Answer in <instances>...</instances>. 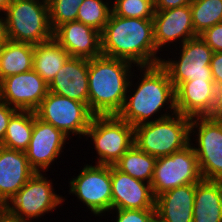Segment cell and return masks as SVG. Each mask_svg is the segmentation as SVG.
Listing matches in <instances>:
<instances>
[{
  "label": "cell",
  "mask_w": 222,
  "mask_h": 222,
  "mask_svg": "<svg viewBox=\"0 0 222 222\" xmlns=\"http://www.w3.org/2000/svg\"><path fill=\"white\" fill-rule=\"evenodd\" d=\"M136 69L139 70L141 78L138 80L139 83L136 82L134 85L132 78L137 74L132 70L125 103L118 116L136 127L176 114L175 88L166 69L160 63L151 66H137ZM132 87L134 88L132 89ZM162 108H164L163 111Z\"/></svg>",
  "instance_id": "1"
},
{
  "label": "cell",
  "mask_w": 222,
  "mask_h": 222,
  "mask_svg": "<svg viewBox=\"0 0 222 222\" xmlns=\"http://www.w3.org/2000/svg\"><path fill=\"white\" fill-rule=\"evenodd\" d=\"M101 51L136 66L156 65L162 59L154 42L153 19L124 18L112 12L101 32Z\"/></svg>",
  "instance_id": "2"
},
{
  "label": "cell",
  "mask_w": 222,
  "mask_h": 222,
  "mask_svg": "<svg viewBox=\"0 0 222 222\" xmlns=\"http://www.w3.org/2000/svg\"><path fill=\"white\" fill-rule=\"evenodd\" d=\"M133 67L130 61L104 55L88 59V107L94 115H118Z\"/></svg>",
  "instance_id": "3"
},
{
  "label": "cell",
  "mask_w": 222,
  "mask_h": 222,
  "mask_svg": "<svg viewBox=\"0 0 222 222\" xmlns=\"http://www.w3.org/2000/svg\"><path fill=\"white\" fill-rule=\"evenodd\" d=\"M191 118L176 113L134 127V144L155 158L169 156L190 144Z\"/></svg>",
  "instance_id": "4"
},
{
  "label": "cell",
  "mask_w": 222,
  "mask_h": 222,
  "mask_svg": "<svg viewBox=\"0 0 222 222\" xmlns=\"http://www.w3.org/2000/svg\"><path fill=\"white\" fill-rule=\"evenodd\" d=\"M4 14L9 40L37 45L53 38L47 0H13Z\"/></svg>",
  "instance_id": "5"
},
{
  "label": "cell",
  "mask_w": 222,
  "mask_h": 222,
  "mask_svg": "<svg viewBox=\"0 0 222 222\" xmlns=\"http://www.w3.org/2000/svg\"><path fill=\"white\" fill-rule=\"evenodd\" d=\"M96 150L97 165H114L134 145V127L118 115H94L86 132Z\"/></svg>",
  "instance_id": "6"
},
{
  "label": "cell",
  "mask_w": 222,
  "mask_h": 222,
  "mask_svg": "<svg viewBox=\"0 0 222 222\" xmlns=\"http://www.w3.org/2000/svg\"><path fill=\"white\" fill-rule=\"evenodd\" d=\"M44 172H36L27 183L5 204L4 208L25 222H34L57 207L65 197L55 192L53 180Z\"/></svg>",
  "instance_id": "7"
},
{
  "label": "cell",
  "mask_w": 222,
  "mask_h": 222,
  "mask_svg": "<svg viewBox=\"0 0 222 222\" xmlns=\"http://www.w3.org/2000/svg\"><path fill=\"white\" fill-rule=\"evenodd\" d=\"M176 48V58L161 59L160 64L168 72L170 81L176 89L181 83L191 80L213 81L210 62L214 51L200 37L187 40ZM178 52V54L176 53ZM179 55V56H177ZM174 59V60H173ZM178 59V60H177Z\"/></svg>",
  "instance_id": "8"
},
{
  "label": "cell",
  "mask_w": 222,
  "mask_h": 222,
  "mask_svg": "<svg viewBox=\"0 0 222 222\" xmlns=\"http://www.w3.org/2000/svg\"><path fill=\"white\" fill-rule=\"evenodd\" d=\"M79 172L68 182L69 194L96 217L106 216L112 210L111 165L86 164Z\"/></svg>",
  "instance_id": "9"
},
{
  "label": "cell",
  "mask_w": 222,
  "mask_h": 222,
  "mask_svg": "<svg viewBox=\"0 0 222 222\" xmlns=\"http://www.w3.org/2000/svg\"><path fill=\"white\" fill-rule=\"evenodd\" d=\"M42 121L52 124L66 136L85 137L94 114L86 103L72 100L48 91L35 110Z\"/></svg>",
  "instance_id": "10"
},
{
  "label": "cell",
  "mask_w": 222,
  "mask_h": 222,
  "mask_svg": "<svg viewBox=\"0 0 222 222\" xmlns=\"http://www.w3.org/2000/svg\"><path fill=\"white\" fill-rule=\"evenodd\" d=\"M189 141L197 155L202 178L222 181V121L192 117Z\"/></svg>",
  "instance_id": "11"
},
{
  "label": "cell",
  "mask_w": 222,
  "mask_h": 222,
  "mask_svg": "<svg viewBox=\"0 0 222 222\" xmlns=\"http://www.w3.org/2000/svg\"><path fill=\"white\" fill-rule=\"evenodd\" d=\"M198 158L189 144L183 150L157 158L151 188L154 197L186 184L202 180Z\"/></svg>",
  "instance_id": "12"
},
{
  "label": "cell",
  "mask_w": 222,
  "mask_h": 222,
  "mask_svg": "<svg viewBox=\"0 0 222 222\" xmlns=\"http://www.w3.org/2000/svg\"><path fill=\"white\" fill-rule=\"evenodd\" d=\"M47 93L48 84L34 70L0 81V100L19 111L35 112Z\"/></svg>",
  "instance_id": "13"
},
{
  "label": "cell",
  "mask_w": 222,
  "mask_h": 222,
  "mask_svg": "<svg viewBox=\"0 0 222 222\" xmlns=\"http://www.w3.org/2000/svg\"><path fill=\"white\" fill-rule=\"evenodd\" d=\"M71 138L52 124L39 119L34 112V128L28 149L25 151L30 166L36 172L49 171L50 166L62 157L63 149L69 144L67 139Z\"/></svg>",
  "instance_id": "14"
},
{
  "label": "cell",
  "mask_w": 222,
  "mask_h": 222,
  "mask_svg": "<svg viewBox=\"0 0 222 222\" xmlns=\"http://www.w3.org/2000/svg\"><path fill=\"white\" fill-rule=\"evenodd\" d=\"M153 31L154 42L159 53L164 51L165 47L181 45L197 37L192 24L190 5L155 11Z\"/></svg>",
  "instance_id": "15"
},
{
  "label": "cell",
  "mask_w": 222,
  "mask_h": 222,
  "mask_svg": "<svg viewBox=\"0 0 222 222\" xmlns=\"http://www.w3.org/2000/svg\"><path fill=\"white\" fill-rule=\"evenodd\" d=\"M112 209H155L151 184L111 165Z\"/></svg>",
  "instance_id": "16"
},
{
  "label": "cell",
  "mask_w": 222,
  "mask_h": 222,
  "mask_svg": "<svg viewBox=\"0 0 222 222\" xmlns=\"http://www.w3.org/2000/svg\"><path fill=\"white\" fill-rule=\"evenodd\" d=\"M53 38L70 57L93 59L102 55L101 32L82 22L62 24L53 31Z\"/></svg>",
  "instance_id": "17"
},
{
  "label": "cell",
  "mask_w": 222,
  "mask_h": 222,
  "mask_svg": "<svg viewBox=\"0 0 222 222\" xmlns=\"http://www.w3.org/2000/svg\"><path fill=\"white\" fill-rule=\"evenodd\" d=\"M35 173L25 152L0 146V207H4Z\"/></svg>",
  "instance_id": "18"
},
{
  "label": "cell",
  "mask_w": 222,
  "mask_h": 222,
  "mask_svg": "<svg viewBox=\"0 0 222 222\" xmlns=\"http://www.w3.org/2000/svg\"><path fill=\"white\" fill-rule=\"evenodd\" d=\"M48 91L88 105V59L69 57L48 85Z\"/></svg>",
  "instance_id": "19"
},
{
  "label": "cell",
  "mask_w": 222,
  "mask_h": 222,
  "mask_svg": "<svg viewBox=\"0 0 222 222\" xmlns=\"http://www.w3.org/2000/svg\"><path fill=\"white\" fill-rule=\"evenodd\" d=\"M196 183L168 190L155 197L156 222H193Z\"/></svg>",
  "instance_id": "20"
},
{
  "label": "cell",
  "mask_w": 222,
  "mask_h": 222,
  "mask_svg": "<svg viewBox=\"0 0 222 222\" xmlns=\"http://www.w3.org/2000/svg\"><path fill=\"white\" fill-rule=\"evenodd\" d=\"M193 222H222V181L196 183Z\"/></svg>",
  "instance_id": "21"
},
{
  "label": "cell",
  "mask_w": 222,
  "mask_h": 222,
  "mask_svg": "<svg viewBox=\"0 0 222 222\" xmlns=\"http://www.w3.org/2000/svg\"><path fill=\"white\" fill-rule=\"evenodd\" d=\"M213 81L191 80L175 89L176 111L184 116L198 117L209 103Z\"/></svg>",
  "instance_id": "22"
},
{
  "label": "cell",
  "mask_w": 222,
  "mask_h": 222,
  "mask_svg": "<svg viewBox=\"0 0 222 222\" xmlns=\"http://www.w3.org/2000/svg\"><path fill=\"white\" fill-rule=\"evenodd\" d=\"M69 57L68 52L52 38L34 45L33 70L49 85Z\"/></svg>",
  "instance_id": "23"
},
{
  "label": "cell",
  "mask_w": 222,
  "mask_h": 222,
  "mask_svg": "<svg viewBox=\"0 0 222 222\" xmlns=\"http://www.w3.org/2000/svg\"><path fill=\"white\" fill-rule=\"evenodd\" d=\"M34 45L8 40L0 48V81L33 70Z\"/></svg>",
  "instance_id": "24"
},
{
  "label": "cell",
  "mask_w": 222,
  "mask_h": 222,
  "mask_svg": "<svg viewBox=\"0 0 222 222\" xmlns=\"http://www.w3.org/2000/svg\"><path fill=\"white\" fill-rule=\"evenodd\" d=\"M157 158L140 150L135 144L128 149L114 166L135 179L151 183Z\"/></svg>",
  "instance_id": "25"
},
{
  "label": "cell",
  "mask_w": 222,
  "mask_h": 222,
  "mask_svg": "<svg viewBox=\"0 0 222 222\" xmlns=\"http://www.w3.org/2000/svg\"><path fill=\"white\" fill-rule=\"evenodd\" d=\"M34 128L33 111H17L9 121L2 147L25 152Z\"/></svg>",
  "instance_id": "26"
},
{
  "label": "cell",
  "mask_w": 222,
  "mask_h": 222,
  "mask_svg": "<svg viewBox=\"0 0 222 222\" xmlns=\"http://www.w3.org/2000/svg\"><path fill=\"white\" fill-rule=\"evenodd\" d=\"M190 9L197 36L222 22V0H193Z\"/></svg>",
  "instance_id": "27"
},
{
  "label": "cell",
  "mask_w": 222,
  "mask_h": 222,
  "mask_svg": "<svg viewBox=\"0 0 222 222\" xmlns=\"http://www.w3.org/2000/svg\"><path fill=\"white\" fill-rule=\"evenodd\" d=\"M112 0H84L78 8L76 21L102 32L112 12Z\"/></svg>",
  "instance_id": "28"
},
{
  "label": "cell",
  "mask_w": 222,
  "mask_h": 222,
  "mask_svg": "<svg viewBox=\"0 0 222 222\" xmlns=\"http://www.w3.org/2000/svg\"><path fill=\"white\" fill-rule=\"evenodd\" d=\"M112 13L124 18L153 19V0H114L111 2Z\"/></svg>",
  "instance_id": "29"
},
{
  "label": "cell",
  "mask_w": 222,
  "mask_h": 222,
  "mask_svg": "<svg viewBox=\"0 0 222 222\" xmlns=\"http://www.w3.org/2000/svg\"><path fill=\"white\" fill-rule=\"evenodd\" d=\"M84 0H47L52 31L64 23L76 21L79 6Z\"/></svg>",
  "instance_id": "30"
},
{
  "label": "cell",
  "mask_w": 222,
  "mask_h": 222,
  "mask_svg": "<svg viewBox=\"0 0 222 222\" xmlns=\"http://www.w3.org/2000/svg\"><path fill=\"white\" fill-rule=\"evenodd\" d=\"M211 89L212 94L209 103L198 118L222 121V83L213 81Z\"/></svg>",
  "instance_id": "31"
},
{
  "label": "cell",
  "mask_w": 222,
  "mask_h": 222,
  "mask_svg": "<svg viewBox=\"0 0 222 222\" xmlns=\"http://www.w3.org/2000/svg\"><path fill=\"white\" fill-rule=\"evenodd\" d=\"M109 214H116L114 222H156L155 209H112Z\"/></svg>",
  "instance_id": "32"
},
{
  "label": "cell",
  "mask_w": 222,
  "mask_h": 222,
  "mask_svg": "<svg viewBox=\"0 0 222 222\" xmlns=\"http://www.w3.org/2000/svg\"><path fill=\"white\" fill-rule=\"evenodd\" d=\"M214 52H222V22L199 35Z\"/></svg>",
  "instance_id": "33"
},
{
  "label": "cell",
  "mask_w": 222,
  "mask_h": 222,
  "mask_svg": "<svg viewBox=\"0 0 222 222\" xmlns=\"http://www.w3.org/2000/svg\"><path fill=\"white\" fill-rule=\"evenodd\" d=\"M15 108H12L4 101L0 100V146H2L5 132L9 124L10 118L17 112Z\"/></svg>",
  "instance_id": "34"
},
{
  "label": "cell",
  "mask_w": 222,
  "mask_h": 222,
  "mask_svg": "<svg viewBox=\"0 0 222 222\" xmlns=\"http://www.w3.org/2000/svg\"><path fill=\"white\" fill-rule=\"evenodd\" d=\"M153 1H154V10L163 11L170 8L190 5L193 0H153Z\"/></svg>",
  "instance_id": "35"
},
{
  "label": "cell",
  "mask_w": 222,
  "mask_h": 222,
  "mask_svg": "<svg viewBox=\"0 0 222 222\" xmlns=\"http://www.w3.org/2000/svg\"><path fill=\"white\" fill-rule=\"evenodd\" d=\"M213 81L222 83V52H214L210 62Z\"/></svg>",
  "instance_id": "36"
},
{
  "label": "cell",
  "mask_w": 222,
  "mask_h": 222,
  "mask_svg": "<svg viewBox=\"0 0 222 222\" xmlns=\"http://www.w3.org/2000/svg\"><path fill=\"white\" fill-rule=\"evenodd\" d=\"M6 18L3 12H0V48L8 41Z\"/></svg>",
  "instance_id": "37"
},
{
  "label": "cell",
  "mask_w": 222,
  "mask_h": 222,
  "mask_svg": "<svg viewBox=\"0 0 222 222\" xmlns=\"http://www.w3.org/2000/svg\"><path fill=\"white\" fill-rule=\"evenodd\" d=\"M0 222H25L11 215L4 207H0Z\"/></svg>",
  "instance_id": "38"
},
{
  "label": "cell",
  "mask_w": 222,
  "mask_h": 222,
  "mask_svg": "<svg viewBox=\"0 0 222 222\" xmlns=\"http://www.w3.org/2000/svg\"><path fill=\"white\" fill-rule=\"evenodd\" d=\"M13 0H0V12H5Z\"/></svg>",
  "instance_id": "39"
}]
</instances>
